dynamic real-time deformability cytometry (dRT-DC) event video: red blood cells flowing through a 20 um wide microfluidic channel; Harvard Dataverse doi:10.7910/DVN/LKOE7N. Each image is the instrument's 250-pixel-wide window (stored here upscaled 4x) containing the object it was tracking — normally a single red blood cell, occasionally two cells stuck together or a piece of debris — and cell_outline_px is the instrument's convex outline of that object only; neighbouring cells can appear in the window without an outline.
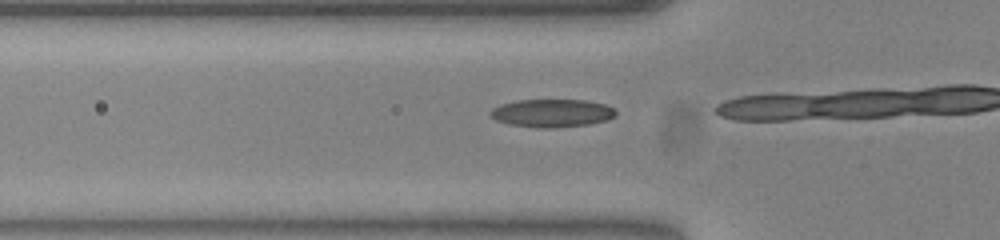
{"species": "common noctule bat (a hibernating species)", "species_latin": "Nyctalus noctula", "temperature_condition": "warm", "stored_images_in_passage": 16, "camera_frame_rate_fps": 3000, "um_per_image_px": 0.085, "animal": {"sex": "female", "body_mass_g": 23.0, "forearm_length_mm": 53.4}, "frame": {"image": 1, "passage_image": 14, "time_ms": 4.333, "image_size_px": [1000, 240], "cell_outline_px": [[616, 116], [608, 120], [588, 124], [552, 128], [544, 128], [508, 124], [496, 120], [488, 116], [488, 112], [492, 108], [500, 104], [516, 100], [584, 100], [604, 104], [612, 108], [616, 112]], "centroid_in_image_um": [46.87, 9.61], "position_along_channel_um": 78.9, "area_um2": 20.52}}